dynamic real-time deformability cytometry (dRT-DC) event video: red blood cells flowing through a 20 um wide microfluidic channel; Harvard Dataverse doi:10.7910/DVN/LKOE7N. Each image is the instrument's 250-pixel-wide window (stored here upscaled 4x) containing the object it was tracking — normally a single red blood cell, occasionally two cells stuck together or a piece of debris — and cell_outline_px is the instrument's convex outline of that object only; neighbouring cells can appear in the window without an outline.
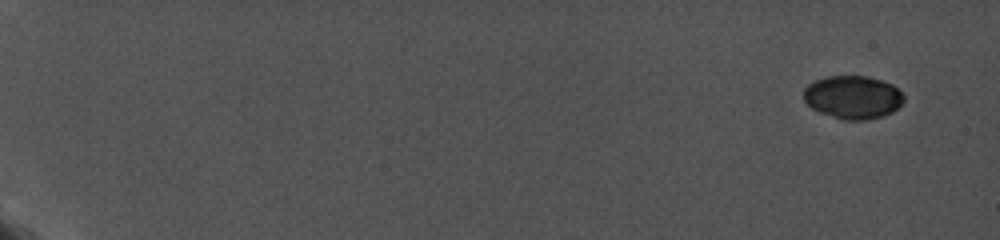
{"species": "common noctule bat (a hibernating species)", "species_latin": "Nyctalus noctula", "temperature_condition": "cold", "stored_images_in_passage": 7, "camera_frame_rate_fps": 5000, "um_per_image_px": 0.085, "animal": {"sex": "female", "body_mass_g": 19.0, "forearm_length_mm": 56.7}, "frame": {"image": 1, "passage_image": 1, "time_ms": 0.0, "image_size_px": [1000, 240], "cell_outline_px": [[904, 100], [892, 112], [884, 116], [868, 120], [844, 120], [820, 112], [812, 108], [804, 100], [804, 88], [808, 84], [816, 80], [828, 76], [864, 76], [880, 80], [892, 84], [904, 96]], "centroid_in_image_um": [72.49, 8.27], "position_along_channel_um": 12.5, "area_um2": 25.03}}
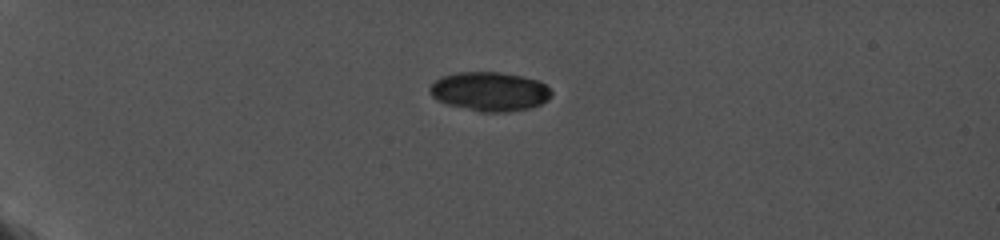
{"frame": {"image": 2, "passage_image": 5, "time_ms": 4.8, "image_size_px": [1000, 240], "cell_outline_px": [[552, 96], [548, 100], [540, 104], [528, 108], [508, 112], [480, 112], [448, 104], [436, 100], [432, 96], [428, 88], [440, 76], [456, 72], [500, 72], [524, 76], [540, 80], [552, 92]], "centroid_in_image_um": [41.63, 7.77], "position_along_channel_um": 43.4, "area_um2": 27.92}}